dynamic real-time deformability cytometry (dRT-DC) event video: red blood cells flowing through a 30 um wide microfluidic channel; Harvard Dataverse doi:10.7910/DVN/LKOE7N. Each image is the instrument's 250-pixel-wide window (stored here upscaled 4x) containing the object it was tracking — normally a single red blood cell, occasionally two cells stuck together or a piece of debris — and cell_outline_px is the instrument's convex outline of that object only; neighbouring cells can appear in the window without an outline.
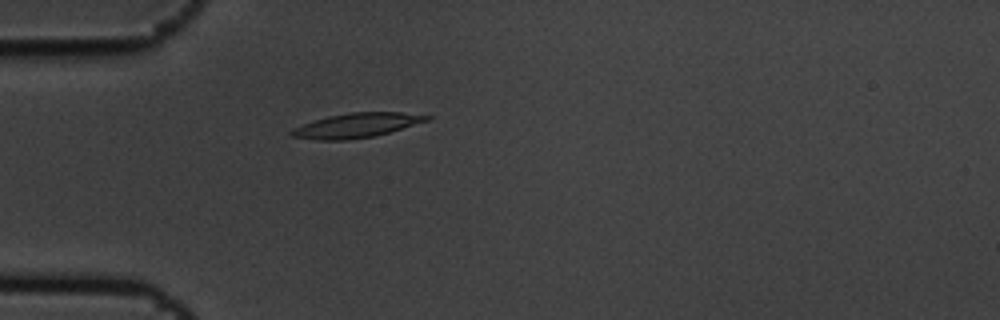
{"species": "common noctule bat (a hibernating species)", "species_latin": "Nyctalus noctula", "temperature_condition": "cold", "stored_images_in_passage": 1, "camera_frame_rate_fps": 3000, "um_per_image_px": 0.085, "animal": {"sex": "male", "body_mass_g": 19.5, "forearm_length_mm": 54.6}, "frame": {"image": 1, "passage_image": 1, "time_ms": 0.0, "image_size_px": [1000, 320], "cell_outline_px": [[432, 116], [428, 120], [388, 132], [372, 136], [348, 140], [316, 140], [292, 136], [288, 132], [292, 128], [328, 116], [352, 112], [400, 112]], "centroid_in_image_um": [30.25, 10.66], "position_along_channel_um": 54.7, "area_um2": 18.96}}